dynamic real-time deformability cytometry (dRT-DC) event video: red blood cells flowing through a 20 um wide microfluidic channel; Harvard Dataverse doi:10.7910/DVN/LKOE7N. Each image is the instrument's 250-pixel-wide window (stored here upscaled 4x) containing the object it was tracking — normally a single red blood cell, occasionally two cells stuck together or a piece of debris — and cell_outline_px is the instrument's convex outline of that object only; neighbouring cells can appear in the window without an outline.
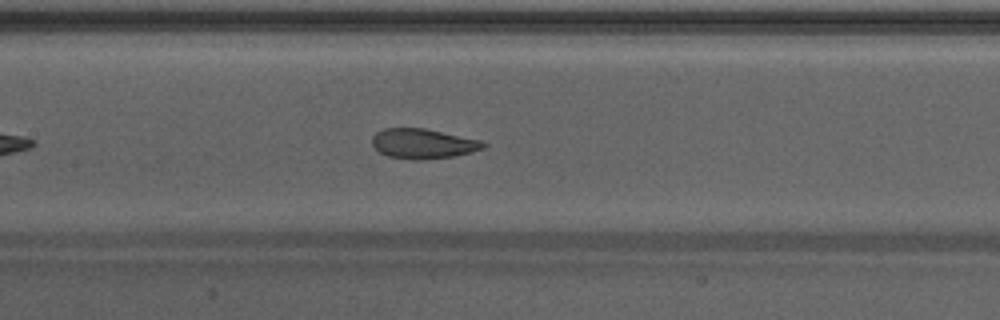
{"species": "Egyptian fruit bat (a non-hibernating species)", "species_latin": "Rousettus aegyptiacus", "temperature_condition": "warm", "stored_images_in_passage": 38, "camera_frame_rate_fps": 3000, "um_per_image_px": 0.085, "animal": {"sex": "male"}, "frame": {"image": 1, "passage_image": 12, "time_ms": 3.667, "image_size_px": [1000, 320], "cell_outline_px": [[488, 144], [484, 148], [472, 152], [456, 156], [424, 160], [412, 160], [388, 156], [380, 152], [372, 144], [372, 136], [376, 132], [384, 128], [424, 128], [480, 140]], "centroid_in_image_um": [35.96, 12.22], "position_along_channel_um": 171.4, "area_um2": 19.48}}